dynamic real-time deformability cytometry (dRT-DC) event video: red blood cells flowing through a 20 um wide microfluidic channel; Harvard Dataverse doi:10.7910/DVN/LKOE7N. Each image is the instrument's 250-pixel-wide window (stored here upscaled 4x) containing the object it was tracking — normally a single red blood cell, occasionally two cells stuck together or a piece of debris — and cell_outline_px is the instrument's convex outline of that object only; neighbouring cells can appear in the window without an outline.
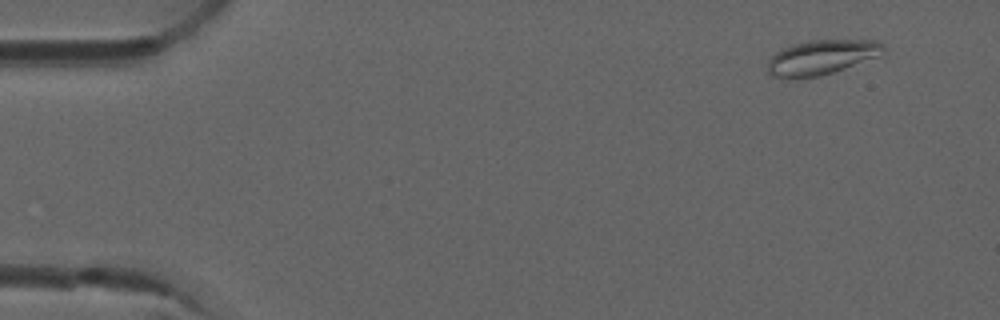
{"species": "common noctule bat (a hibernating species)", "species_latin": "Nyctalus noctula", "temperature_condition": "room temperature", "stored_images_in_passage": 5, "camera_frame_rate_fps": 3000, "um_per_image_px": 0.085, "animal": {"sex": "male", "forearm_length_mm": 52.5}, "frame": {"image": 1, "passage_image": 1, "time_ms": 0.0, "image_size_px": [1000, 320], "cell_outline_px": [[884, 52], [880, 56], [820, 76], [772, 76], [768, 72], [768, 60], [780, 48], [792, 44], [812, 40], [876, 40], [884, 44]], "centroid_in_image_um": [69.87, 4.83], "position_along_channel_um": 15.1, "area_um2": 23.0}}